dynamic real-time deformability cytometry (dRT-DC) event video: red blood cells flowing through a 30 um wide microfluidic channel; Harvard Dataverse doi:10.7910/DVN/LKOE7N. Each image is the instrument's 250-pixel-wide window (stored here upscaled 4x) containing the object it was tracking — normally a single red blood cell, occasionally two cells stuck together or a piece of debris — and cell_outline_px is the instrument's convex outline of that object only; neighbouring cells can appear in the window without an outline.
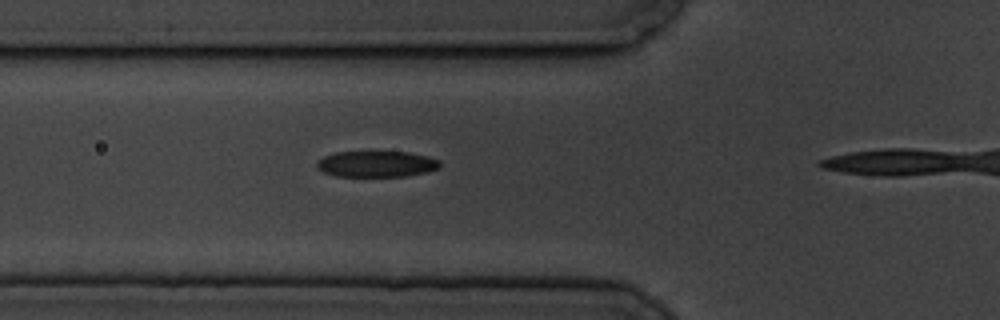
{"species": "common noctule bat (a hibernating species)", "species_latin": "Nyctalus noctula", "temperature_condition": "cold", "stored_images_in_passage": 5, "camera_frame_rate_fps": 3000, "um_per_image_px": 0.085, "animal": {"sex": "male", "body_mass_g": 19.5, "forearm_length_mm": 54.6}, "frame": {"image": 1, "passage_image": 4, "time_ms": 3.333, "image_size_px": [1000, 320], "cell_outline_px": [[440, 168], [428, 172], [404, 176], [336, 176], [324, 172], [316, 168], [316, 160], [324, 156], [336, 152], [408, 152], [428, 156], [440, 160]], "centroid_in_image_um": [32.0, 13.94], "position_along_channel_um": 93.8, "area_um2": 18.79}}